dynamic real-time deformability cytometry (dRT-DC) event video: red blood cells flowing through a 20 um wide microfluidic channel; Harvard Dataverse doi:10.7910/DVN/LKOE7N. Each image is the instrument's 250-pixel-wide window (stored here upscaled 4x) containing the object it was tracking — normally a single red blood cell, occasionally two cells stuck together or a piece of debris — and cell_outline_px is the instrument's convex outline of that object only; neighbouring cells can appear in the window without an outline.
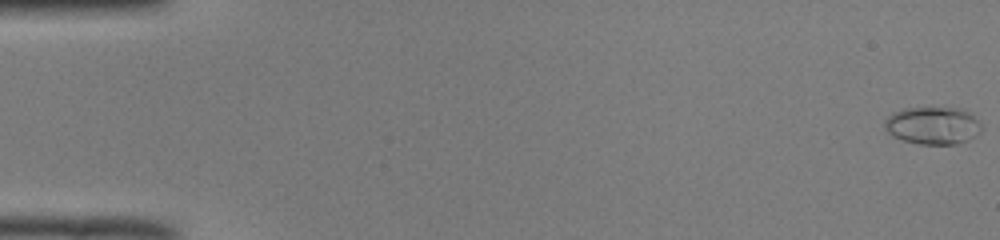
{"species": "common noctule bat (a hibernating species)", "species_latin": "Nyctalus noctula", "temperature_condition": "room temperature", "stored_images_in_passage": 52, "camera_frame_rate_fps": 3000, "um_per_image_px": 0.085, "animal": {"sex": "male", "body_mass_g": 19.0, "forearm_length_mm": 50.8}, "frame": {"image": 1, "passage_image": 1, "time_ms": 0.0, "image_size_px": [1000, 240], "cell_outline_px": [[984, 128], [976, 136], [968, 140], [956, 144], [920, 144], [904, 140], [892, 136], [884, 128], [884, 120], [892, 112], [904, 108], [960, 108], [968, 112]], "centroid_in_image_um": [79.27, 10.67], "position_along_channel_um": 5.7, "area_um2": 21.21}}
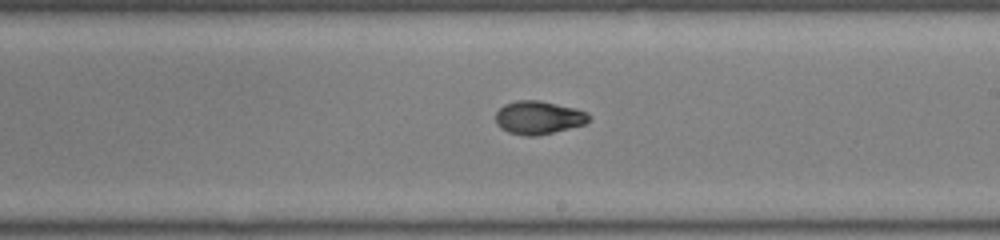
{"frame": {"image": 2, "passage_image": 31, "time_ms": 10.0, "image_size_px": [1000, 240], "cell_outline_px": [[592, 116], [584, 124], [536, 136], [524, 136], [508, 132], [500, 128], [496, 124], [496, 112], [504, 104], [516, 100], [540, 100], [576, 108], [588, 112]], "centroid_in_image_um": [45.76, 9.98], "position_along_channel_um": 243.2, "area_um2": 18.15}}
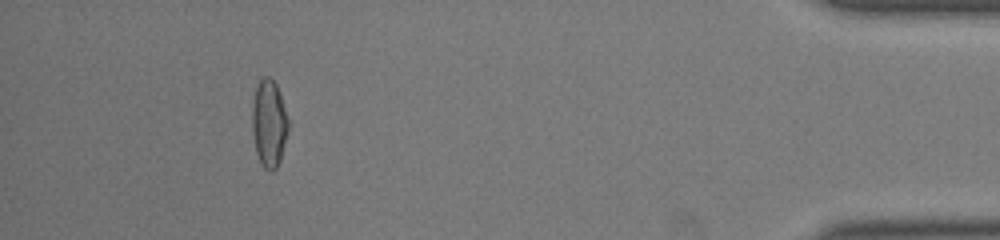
{"frame": {"image": 3, "passage_image": 48, "time_ms": 15.667, "image_size_px": [1000, 240], "cell_outline_px": [[288, 128], [280, 160], [276, 168], [272, 172], [264, 168], [260, 164], [256, 152], [252, 132], [252, 104], [256, 84], [264, 76], [268, 76], [276, 84], [288, 120]], "centroid_in_image_um": [22.83, 10.5], "position_along_channel_um": 412.4, "area_um2": 18.26}, "authors_computed_cell_mechanics": {"area_um2": 18.207, "velocity_mm_per_s": 4.0119, "shape_relaxation_time_tau1_ms": 4.9312, "shape_relaxation_time_tau2_ms": 1.9379, "deformation_change_tau1": 0.2208, "deformation_change_tau2": 0.059}}